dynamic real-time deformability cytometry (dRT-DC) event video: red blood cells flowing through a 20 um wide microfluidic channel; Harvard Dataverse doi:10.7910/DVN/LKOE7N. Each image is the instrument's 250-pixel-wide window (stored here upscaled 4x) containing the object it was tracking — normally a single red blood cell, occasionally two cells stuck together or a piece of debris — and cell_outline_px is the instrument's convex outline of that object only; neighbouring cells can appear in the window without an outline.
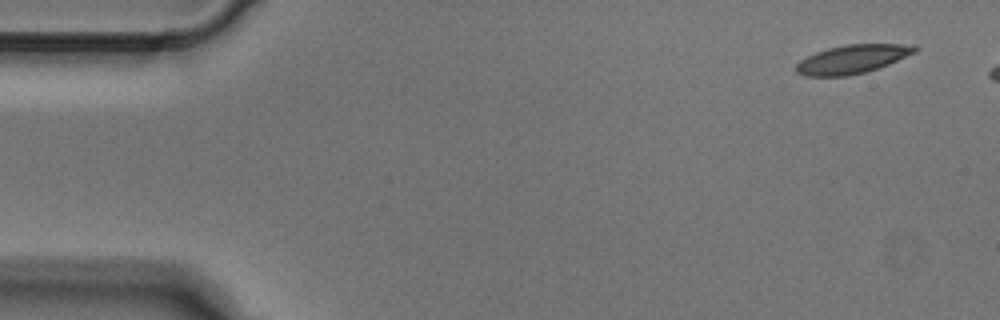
{"species": "Egyptian fruit bat (a non-hibernating species)", "species_latin": "Rousettus aegyptiacus", "temperature_condition": "cold", "stored_images_in_passage": 5, "camera_frame_rate_fps": 3000, "um_per_image_px": 0.085, "animal": {"sex": "male"}, "frame": {"image": 1, "passage_image": 1, "time_ms": 0.0, "image_size_px": [1000, 320], "cell_outline_px": [[920, 48], [916, 52], [888, 64], [864, 72], [848, 76], [804, 76], [796, 72], [796, 64], [800, 60], [816, 52], [828, 48], [844, 44], [912, 44]], "centroid_in_image_um": [72.45, 5.02], "position_along_channel_um": 12.6, "area_um2": 19.77}}